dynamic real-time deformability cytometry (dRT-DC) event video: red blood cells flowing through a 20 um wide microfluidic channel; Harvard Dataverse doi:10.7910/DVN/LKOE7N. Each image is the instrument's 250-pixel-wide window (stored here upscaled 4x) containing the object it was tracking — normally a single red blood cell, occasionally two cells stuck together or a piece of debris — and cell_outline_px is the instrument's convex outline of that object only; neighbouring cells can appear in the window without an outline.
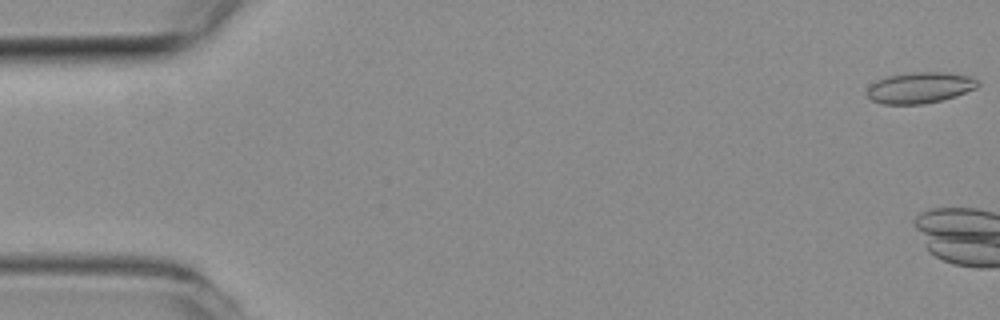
{"species": "common noctule bat (a hibernating species)", "species_latin": "Nyctalus noctula", "temperature_condition": "room temperature", "stored_images_in_passage": 4, "camera_frame_rate_fps": 3000, "um_per_image_px": 0.085, "animal": {"sex": "female", "body_mass_g": 19.3, "forearm_length_mm": 54.1}, "frame": {"image": 1, "passage_image": 1, "time_ms": 0.0, "image_size_px": [1000, 320], "cell_outline_px": [[980, 84], [976, 88], [956, 96], [924, 104], [884, 104], [872, 100], [868, 96], [868, 88], [876, 80], [888, 76], [912, 72], [944, 72], [968, 76], [980, 80]], "centroid_in_image_um": [78.22, 7.45], "position_along_channel_um": 6.8, "area_um2": 19.94}}